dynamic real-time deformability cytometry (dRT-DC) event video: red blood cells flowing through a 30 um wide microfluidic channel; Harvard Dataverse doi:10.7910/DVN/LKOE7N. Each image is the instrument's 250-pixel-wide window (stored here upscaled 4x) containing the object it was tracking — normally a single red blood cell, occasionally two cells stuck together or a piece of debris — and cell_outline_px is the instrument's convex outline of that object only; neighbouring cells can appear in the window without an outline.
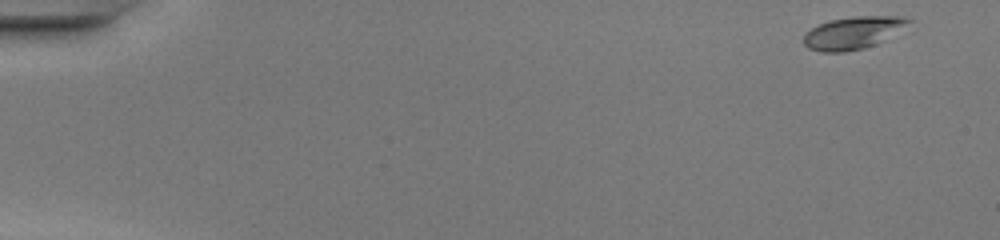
{"species": "common noctule bat (a hibernating species)", "species_latin": "Nyctalus noctula", "temperature_condition": "warm", "stored_images_in_passage": 47, "camera_frame_rate_fps": 3000, "um_per_image_px": 0.085, "animal": {"sex": "female", "body_mass_g": 20.0, "forearm_length_mm": 54.0}, "frame": {"image": 1, "passage_image": 1, "time_ms": 0.0, "image_size_px": [1000, 240], "cell_outline_px": [[916, 20], [912, 32], [864, 48], [844, 52], [820, 52], [808, 48], [804, 44], [804, 32], [828, 20], [852, 16], [904, 16]], "centroid_in_image_um": [72.78, 2.77], "position_along_channel_um": 12.2, "area_um2": 21.33}}
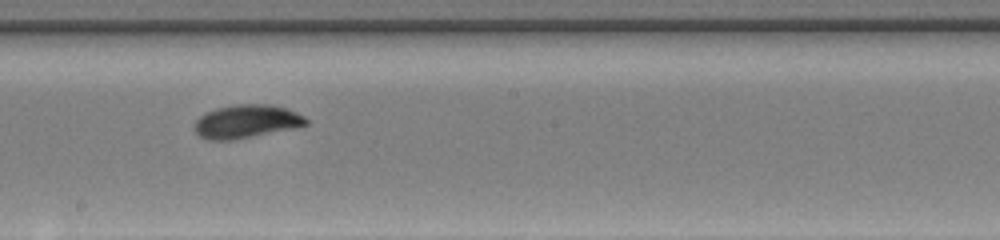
{"frame": {"image": 2, "passage_image": 27, "time_ms": 8.667, "image_size_px": [1000, 240], "cell_outline_px": [[308, 124], [296, 128], [232, 140], [208, 140], [200, 136], [192, 128], [192, 124], [204, 112], [216, 108], [236, 104], [272, 104], [288, 108], [304, 116], [308, 120]], "centroid_in_image_um": [20.93, 10.32], "position_along_channel_um": 227.3, "area_um2": 22.02}}
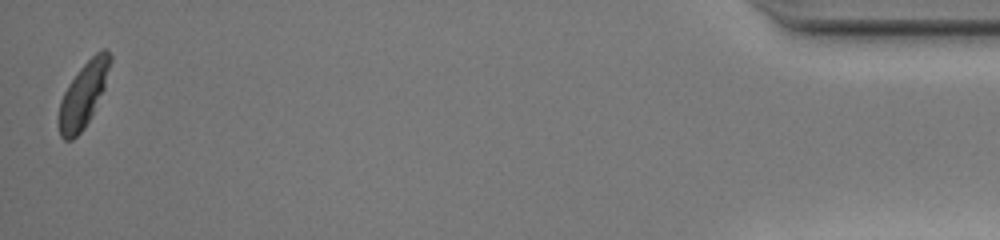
{"frame": {"image": 3, "passage_image": 47, "time_ms": 15.333, "image_size_px": [1000, 240], "cell_outline_px": [[112, 60], [104, 88], [84, 128], [72, 140], [64, 140], [60, 136], [56, 116], [60, 100], [68, 84], [80, 68], [96, 52], [104, 48], [112, 56]], "centroid_in_image_um": [7.04, 8.07], "position_along_channel_um": 428.2, "area_um2": 19.36}, "authors_computed_cell_mechanics": {"area_um2": 20.6346, "velocity_mm_per_s": 4.2638, "shape_relaxation_time_tau1_ms": 1.8636, "shape_relaxation_time_tau2_ms": 1.1816, "deformation_change_tau1": 0.1519, "deformation_change_tau2": 0.0537}}